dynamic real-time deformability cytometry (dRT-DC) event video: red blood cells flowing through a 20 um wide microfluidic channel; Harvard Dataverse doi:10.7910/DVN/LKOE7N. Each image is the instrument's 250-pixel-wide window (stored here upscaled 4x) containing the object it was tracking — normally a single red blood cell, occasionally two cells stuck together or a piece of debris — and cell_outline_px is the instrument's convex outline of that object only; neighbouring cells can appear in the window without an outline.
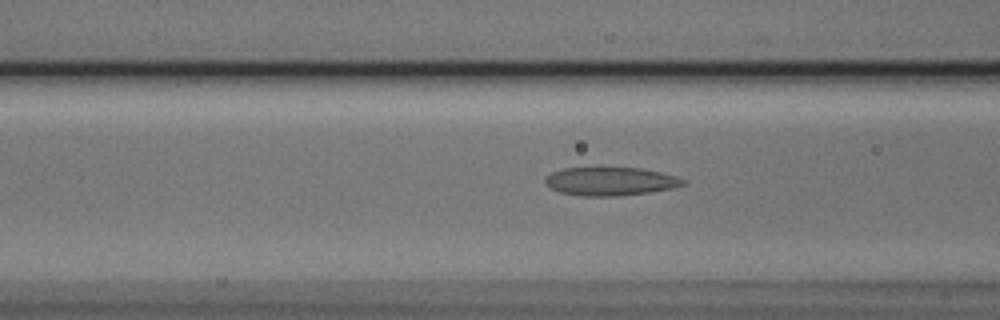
{"species": "Egyptian fruit bat (a non-hibernating species)", "species_latin": "Rousettus aegyptiacus", "temperature_condition": "cold", "stored_images_in_passage": 41, "camera_frame_rate_fps": 3000, "um_per_image_px": 0.085, "animal": {"sex": "male"}, "frame": {"image": 1, "passage_image": 17, "time_ms": 5.333, "image_size_px": [1000, 320], "cell_outline_px": [[684, 184], [672, 188], [648, 192], [620, 196], [580, 196], [560, 192], [552, 188], [544, 180], [552, 172], [564, 168], [640, 168], [660, 172], [676, 176], [684, 180]], "centroid_in_image_um": [51.88, 15.42], "position_along_channel_um": 114.7, "area_um2": 22.48}}
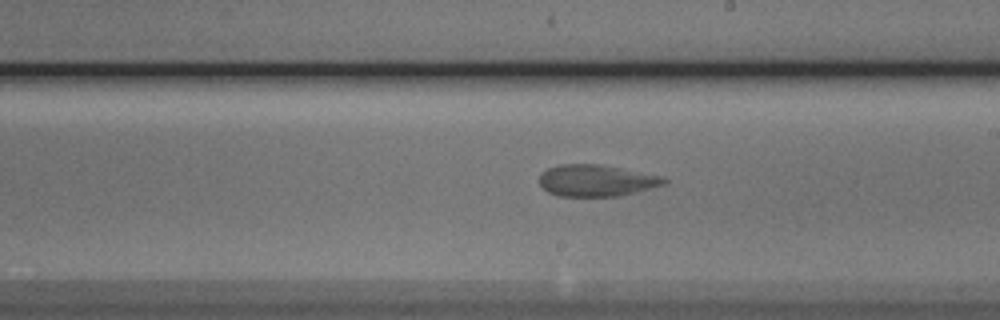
{"frame": {"image": 2, "passage_image": 27, "time_ms": 8.667, "image_size_px": [1000, 320], "cell_outline_px": [[668, 180], [664, 184], [636, 192], [616, 196], [556, 196], [548, 192], [540, 184], [540, 176], [548, 168], [560, 164], [600, 164], [664, 176]], "centroid_in_image_um": [50.7, 15.34], "position_along_channel_um": 238.3, "area_um2": 22.89}}
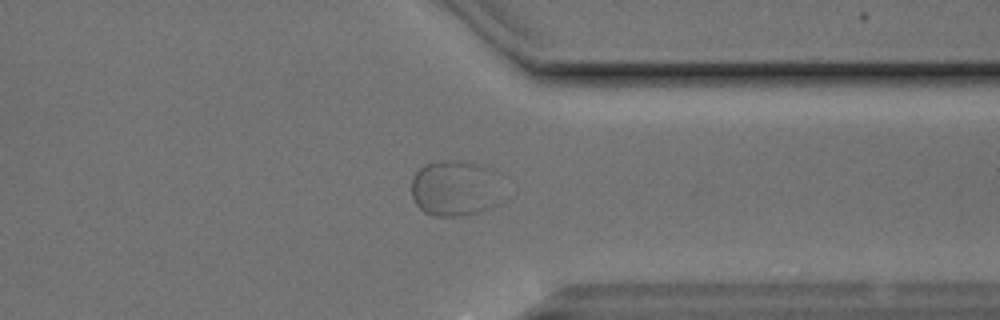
{"frame": {"image": 3, "passage_image": 38, "time_ms": 12.333, "image_size_px": [1000, 320], "cell_outline_px": [[500, 204], [492, 208], [460, 216], [432, 216], [424, 212], [416, 204], [412, 196], [412, 180], [416, 172], [424, 164], [444, 160], [460, 160], [476, 164], [488, 168], [492, 172]], "centroid_in_image_um": [38.6, 16.02], "position_along_channel_um": 372.8, "area_um2": 29.19}}